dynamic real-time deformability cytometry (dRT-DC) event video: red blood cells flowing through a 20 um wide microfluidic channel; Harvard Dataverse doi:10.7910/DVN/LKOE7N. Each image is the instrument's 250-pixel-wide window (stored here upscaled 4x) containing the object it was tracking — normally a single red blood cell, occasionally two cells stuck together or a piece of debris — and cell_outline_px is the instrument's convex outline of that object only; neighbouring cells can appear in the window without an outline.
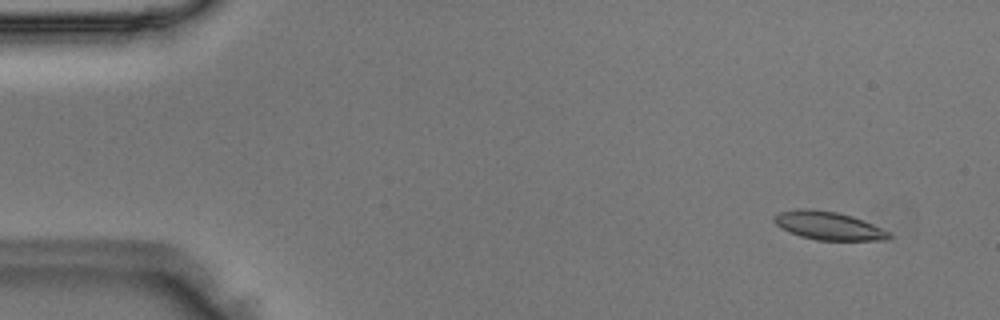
{"species": "Egyptian fruit bat (a non-hibernating species)", "species_latin": "Rousettus aegyptiacus", "temperature_condition": "room temperature", "stored_images_in_passage": 51, "camera_frame_rate_fps": 3000, "um_per_image_px": 0.085, "animal": {"sex": "male"}, "frame": {"image": 1, "passage_image": 4, "time_ms": 1.0, "image_size_px": [1000, 320], "cell_outline_px": [[892, 236], [888, 240], [816, 240], [800, 236], [780, 228], [772, 220], [772, 216], [780, 212], [800, 208], [812, 208], [836, 212], [852, 216], [864, 220], [888, 232]], "centroid_in_image_um": [70.37, 19.18], "position_along_channel_um": 14.6, "area_um2": 18.96}}
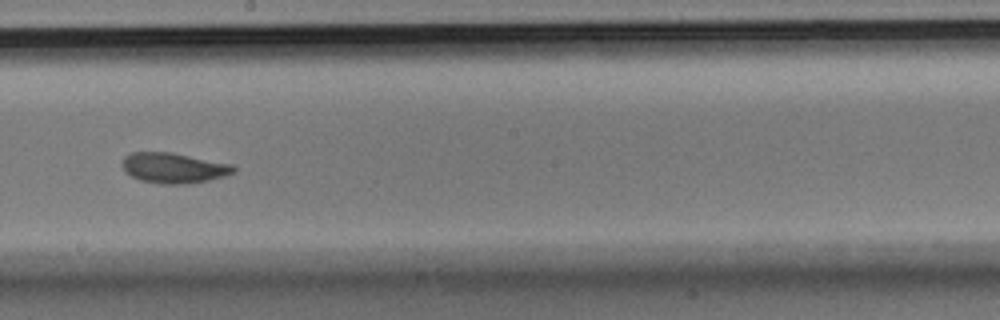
{"frame": {"image": 2, "passage_image": 29, "time_ms": 9.333, "image_size_px": [1000, 320], "cell_outline_px": [[236, 172], [224, 176], [208, 180], [184, 184], [160, 184], [140, 180], [124, 172], [120, 164], [124, 156], [132, 152], [172, 152], [232, 164], [236, 168]], "centroid_in_image_um": [14.73, 14.27], "position_along_channel_um": 233.5, "area_um2": 19.88}}
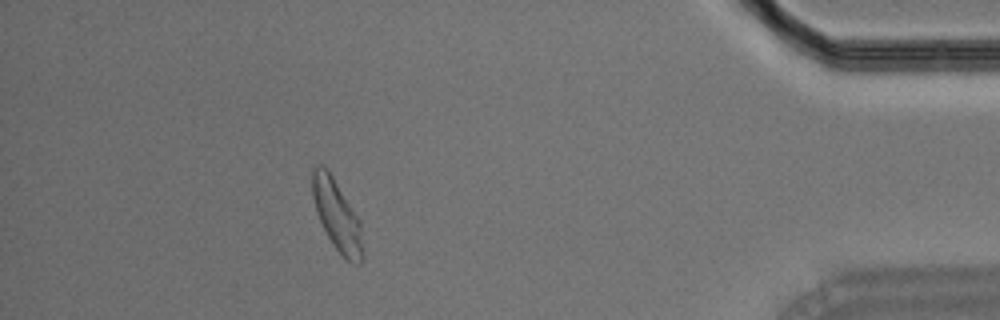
{"frame": {"image": 3, "passage_image": 46, "time_ms": 15.0, "image_size_px": [1000, 320], "cell_outline_px": [[364, 256], [360, 264], [348, 260], [332, 244], [316, 212], [312, 196], [312, 168], [316, 164], [320, 164], [328, 168], [360, 220]], "centroid_in_image_um": [28.64, 18.25], "position_along_channel_um": 406.6, "area_um2": 20.75}}